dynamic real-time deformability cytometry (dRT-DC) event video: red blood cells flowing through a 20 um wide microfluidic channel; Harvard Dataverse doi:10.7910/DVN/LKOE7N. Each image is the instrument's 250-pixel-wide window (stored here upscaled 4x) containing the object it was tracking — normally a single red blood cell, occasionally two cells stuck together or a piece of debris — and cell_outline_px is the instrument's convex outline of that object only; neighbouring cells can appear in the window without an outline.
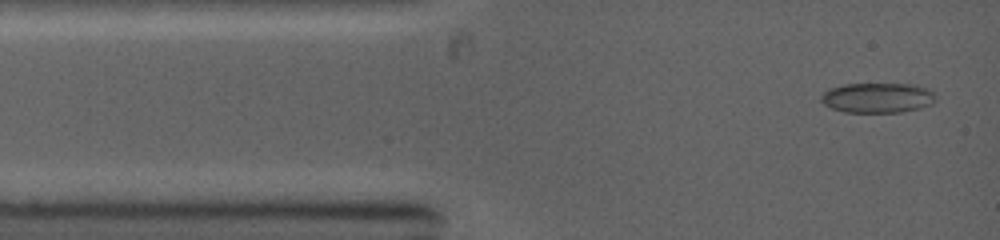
{"species": "common noctule bat (a hibernating species)", "species_latin": "Nyctalus noctula", "temperature_condition": "warm", "stored_images_in_passage": 32, "camera_frame_rate_fps": 5000, "um_per_image_px": 0.085, "animal": {"sex": "female", "body_mass_g": 19.0, "forearm_length_mm": 53.3}, "frame": {"image": 1, "passage_image": 1, "time_ms": 0.0, "image_size_px": [1000, 240], "cell_outline_px": [[936, 100], [932, 104], [920, 108], [900, 112], [844, 112], [832, 108], [824, 104], [820, 100], [820, 96], [828, 88], [844, 84], [916, 84], [928, 88], [936, 96]], "centroid_in_image_um": [74.59, 8.3], "position_along_channel_um": 10.4, "area_um2": 20.23}}
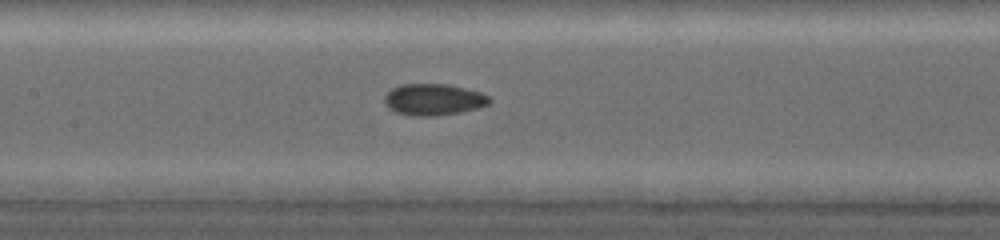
{"frame": {"image": 2, "passage_image": 12, "time_ms": 4.6, "image_size_px": [1000, 240], "cell_outline_px": [[492, 100], [488, 104], [476, 108], [460, 112], [432, 116], [412, 116], [396, 112], [388, 108], [384, 104], [384, 96], [392, 88], [404, 84], [448, 84], [480, 92], [488, 96]], "centroid_in_image_um": [36.82, 8.46], "position_along_channel_um": 170.6, "area_um2": 19.19}}
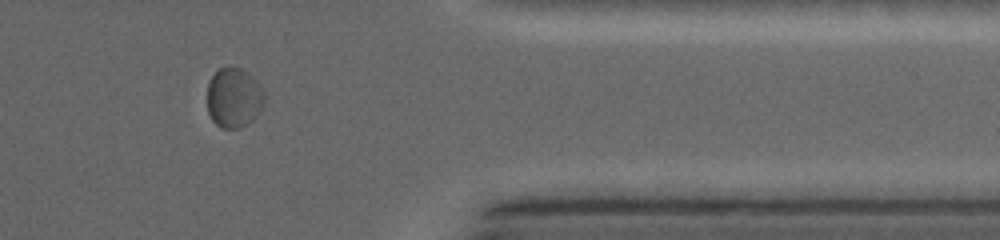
{"frame": {"image": 3, "passage_image": 23, "time_ms": 9.8, "image_size_px": [1000, 240], "cell_outline_px": [[264, 100], [260, 112], [252, 120], [236, 128], [220, 128], [212, 120], [208, 112], [208, 84], [212, 76], [220, 68], [240, 68], [252, 76], [264, 88]], "centroid_in_image_um": [19.89, 8.31], "position_along_channel_um": 391.5, "area_um2": 19.77}}